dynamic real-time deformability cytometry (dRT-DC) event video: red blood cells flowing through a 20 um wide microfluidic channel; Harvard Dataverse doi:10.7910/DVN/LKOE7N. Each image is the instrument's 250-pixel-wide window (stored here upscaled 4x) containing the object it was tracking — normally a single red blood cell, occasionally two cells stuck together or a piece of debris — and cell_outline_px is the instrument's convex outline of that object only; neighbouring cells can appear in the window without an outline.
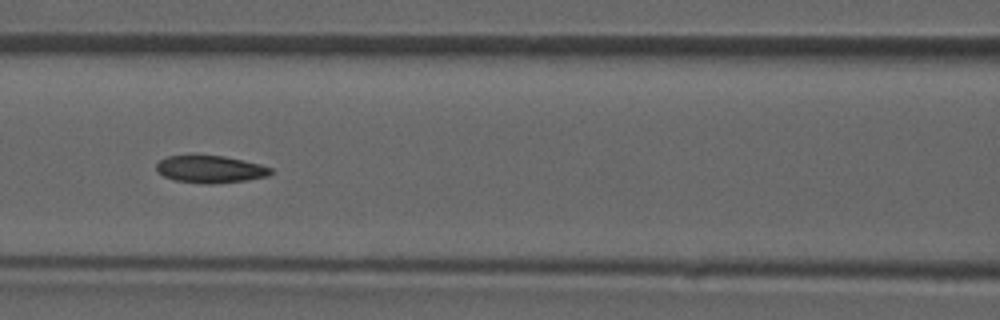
{"species": "common noctule bat (a hibernating species)", "species_latin": "Nyctalus noctula", "temperature_condition": "room temperature", "stored_images_in_passage": 48, "camera_frame_rate_fps": 3000, "um_per_image_px": 0.085, "animal": {"sex": "male", "forearm_length_mm": 52.5}, "frame": {"image": 1, "passage_image": 21, "time_ms": 6.667, "image_size_px": [1000, 320], "cell_outline_px": [[272, 172], [268, 176], [244, 180], [212, 184], [204, 184], [176, 180], [164, 176], [156, 168], [156, 164], [160, 160], [168, 156], [224, 156], [260, 164], [272, 168]], "centroid_in_image_um": [17.89, 14.39], "position_along_channel_um": 148.7, "area_um2": 17.86}}